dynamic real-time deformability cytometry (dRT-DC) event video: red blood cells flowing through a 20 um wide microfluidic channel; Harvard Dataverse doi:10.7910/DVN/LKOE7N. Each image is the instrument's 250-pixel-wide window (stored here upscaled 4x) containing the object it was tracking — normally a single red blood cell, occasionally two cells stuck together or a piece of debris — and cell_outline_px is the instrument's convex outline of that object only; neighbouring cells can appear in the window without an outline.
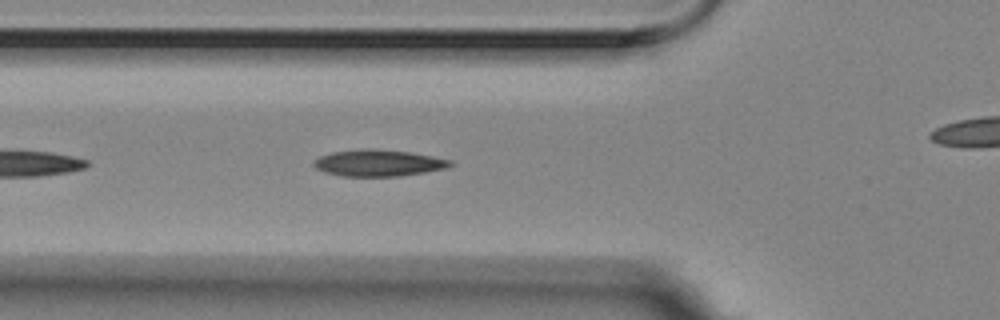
{"species": "Egyptian fruit bat (a non-hibernating species)", "species_latin": "Rousettus aegyptiacus", "temperature_condition": "room temperature", "stored_images_in_passage": 39, "camera_frame_rate_fps": 3000, "um_per_image_px": 0.085, "animal": {"sex": "female"}, "frame": {"image": 1, "passage_image": 6, "time_ms": 1.667, "image_size_px": [1000, 320], "cell_outline_px": [[456, 164], [448, 168], [400, 176], [344, 176], [324, 172], [316, 168], [312, 164], [312, 160], [320, 156], [332, 152], [364, 148], [372, 148], [408, 152], [432, 156], [452, 160]], "centroid_in_image_um": [32.17, 13.85], "position_along_channel_um": 93.6, "area_um2": 21.27}, "authors_computed_cell_mechanics": {"area_um2": 21.0392, "velocity_mm_per_s": 3.5666, "shape_relaxation_time_tau1_ms": 1.6811, "shape_relaxation_time_tau2_ms": 1.6387, "deformation_change_tau1": 0.09, "deformation_change_tau2": 0.0782}}